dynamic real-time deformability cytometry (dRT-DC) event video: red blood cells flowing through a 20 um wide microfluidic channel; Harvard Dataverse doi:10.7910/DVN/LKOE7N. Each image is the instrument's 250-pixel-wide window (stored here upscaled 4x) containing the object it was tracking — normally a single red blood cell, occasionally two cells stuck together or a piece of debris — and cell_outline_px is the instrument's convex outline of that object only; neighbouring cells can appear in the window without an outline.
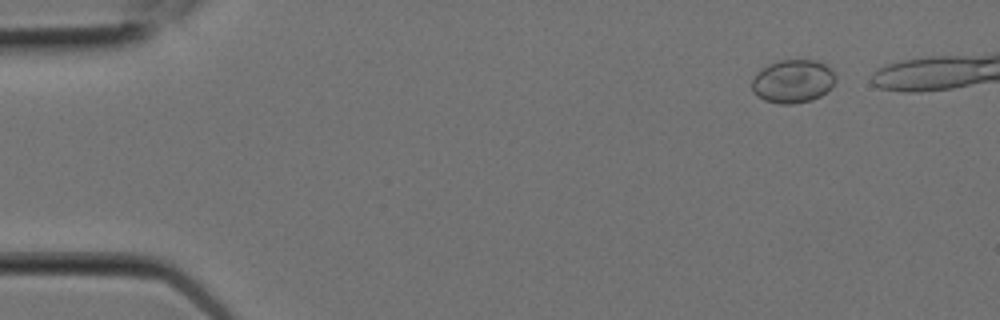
{"species": "Egyptian fruit bat (a non-hibernating species)", "species_latin": "Rousettus aegyptiacus", "temperature_condition": "room temperature", "stored_images_in_passage": 9, "segment_of_instrument_passage": [1, 2], "camera_frame_rate_fps": 3000, "um_per_image_px": 0.085, "animal": {"sex": "female"}, "frame": {"image": 1, "passage_image": 1, "time_ms": 0.0, "image_size_px": [1000, 320], "cell_outline_px": [[836, 80], [820, 96], [812, 100], [792, 104], [780, 104], [764, 100], [756, 96], [752, 92], [752, 80], [756, 72], [768, 64], [780, 60], [816, 60], [832, 68], [836, 76]], "centroid_in_image_um": [67.37, 6.9], "position_along_channel_um": 17.6, "area_um2": 21.21}}
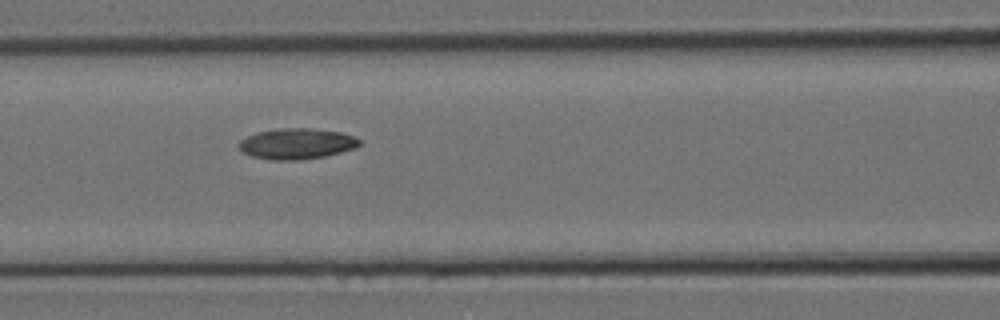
{"frame": {"image": 2, "passage_image": 7, "time_ms": 2.0, "image_size_px": [1000, 320], "cell_outline_px": [[360, 144], [356, 148], [324, 156], [300, 160], [272, 160], [252, 156], [244, 152], [240, 148], [240, 140], [256, 132], [280, 128], [312, 128], [340, 132], [352, 136], [360, 140]], "centroid_in_image_um": [25.23, 12.21], "position_along_channel_um": 141.4, "area_um2": 21.44}}
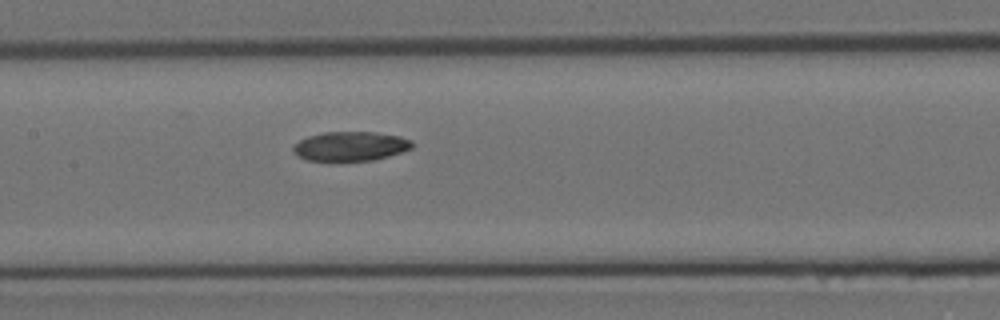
{"frame": {"image": 3, "passage_image": 8, "time_ms": 2.333, "image_size_px": [1000, 320], "cell_outline_px": [[416, 144], [412, 148], [388, 156], [372, 160], [328, 164], [304, 160], [296, 156], [292, 152], [292, 148], [300, 140], [308, 136], [324, 132], [376, 132], [400, 136], [412, 140]], "centroid_in_image_um": [29.73, 12.48], "position_along_channel_um": 177.7, "area_um2": 21.33}}